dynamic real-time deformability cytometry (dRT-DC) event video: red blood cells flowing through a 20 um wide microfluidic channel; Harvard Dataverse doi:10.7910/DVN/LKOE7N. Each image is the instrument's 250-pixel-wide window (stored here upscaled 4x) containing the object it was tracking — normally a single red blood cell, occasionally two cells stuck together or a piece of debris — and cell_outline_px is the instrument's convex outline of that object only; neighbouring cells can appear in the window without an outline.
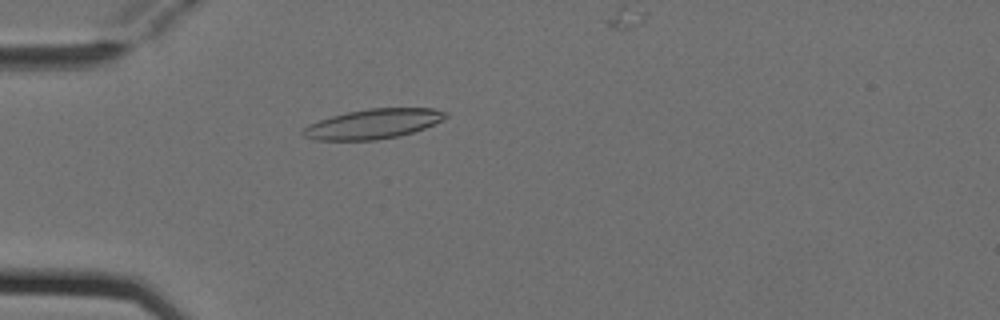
{"species": "Egyptian fruit bat (a non-hibernating species)", "species_latin": "Rousettus aegyptiacus", "temperature_condition": "cold", "stored_images_in_passage": 5, "camera_frame_rate_fps": 3000, "um_per_image_px": 0.085, "animal": {"sex": "female"}, "frame": {"image": 1, "passage_image": 5, "time_ms": 1.333, "image_size_px": [1000, 320], "cell_outline_px": [[448, 116], [424, 128], [400, 136], [376, 140], [312, 140], [304, 136], [300, 132], [308, 124], [332, 116], [348, 112], [368, 108], [432, 108], [448, 112]], "centroid_in_image_um": [31.69, 10.53], "position_along_channel_um": 53.3, "area_um2": 24.62}}